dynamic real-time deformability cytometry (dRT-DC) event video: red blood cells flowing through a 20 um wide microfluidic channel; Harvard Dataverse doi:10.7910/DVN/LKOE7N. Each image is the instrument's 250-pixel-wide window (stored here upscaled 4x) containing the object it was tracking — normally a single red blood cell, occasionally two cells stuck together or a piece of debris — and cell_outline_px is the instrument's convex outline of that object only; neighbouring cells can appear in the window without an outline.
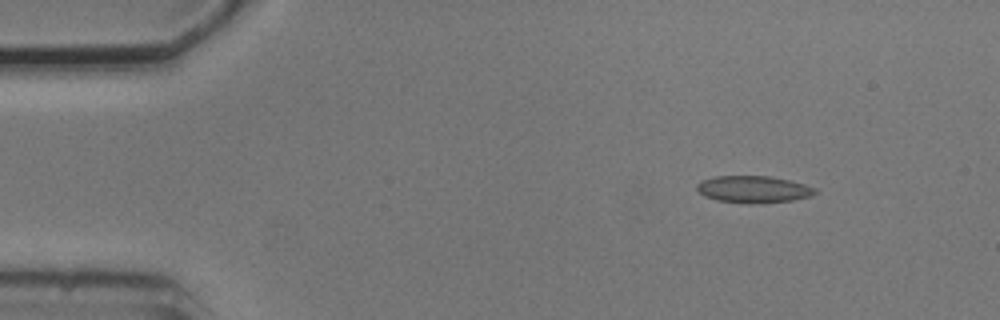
{"species": "common noctule bat (a hibernating species)", "species_latin": "Nyctalus noctula", "temperature_condition": "cold", "stored_images_in_passage": 7, "camera_frame_rate_fps": 3000, "um_per_image_px": 0.085, "animal": {"sex": "male", "body_mass_g": 20.5, "forearm_length_mm": 52.5}, "frame": {"image": 1, "passage_image": 2, "time_ms": 1.333, "image_size_px": [1000, 320], "cell_outline_px": [[816, 192], [812, 196], [792, 200], [752, 204], [716, 200], [704, 196], [696, 188], [696, 184], [700, 180], [716, 176], [772, 176], [804, 184], [816, 188]], "centroid_in_image_um": [64.02, 16.09], "position_along_channel_um": 21.0, "area_um2": 18.61}}
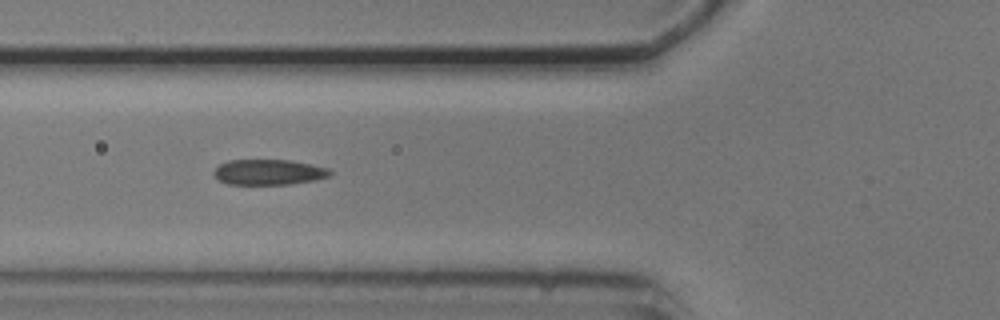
{"frame": {"image": 2, "passage_image": 6, "time_ms": 5.667, "image_size_px": [1000, 320], "cell_outline_px": [[332, 176], [316, 180], [288, 184], [228, 184], [220, 180], [212, 172], [220, 164], [228, 160], [288, 160], [328, 168], [332, 172]], "centroid_in_image_um": [22.86, 14.63], "position_along_channel_um": 102.9, "area_um2": 17.11}}
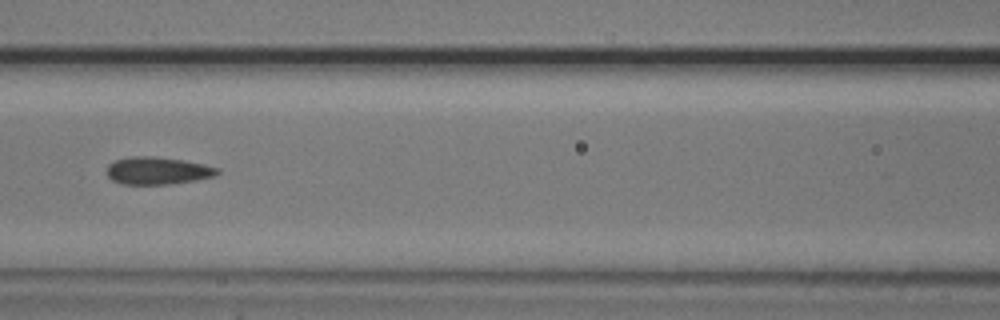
{"frame": {"image": 3, "passage_image": 7, "time_ms": 7.0, "image_size_px": [1000, 320], "cell_outline_px": [[220, 172], [216, 176], [196, 180], [168, 184], [120, 184], [112, 180], [108, 176], [108, 164], [116, 160], [128, 156], [156, 156], [184, 160], [204, 164], [220, 168]], "centroid_in_image_um": [13.42, 14.5], "position_along_channel_um": 153.2, "area_um2": 17.86}}